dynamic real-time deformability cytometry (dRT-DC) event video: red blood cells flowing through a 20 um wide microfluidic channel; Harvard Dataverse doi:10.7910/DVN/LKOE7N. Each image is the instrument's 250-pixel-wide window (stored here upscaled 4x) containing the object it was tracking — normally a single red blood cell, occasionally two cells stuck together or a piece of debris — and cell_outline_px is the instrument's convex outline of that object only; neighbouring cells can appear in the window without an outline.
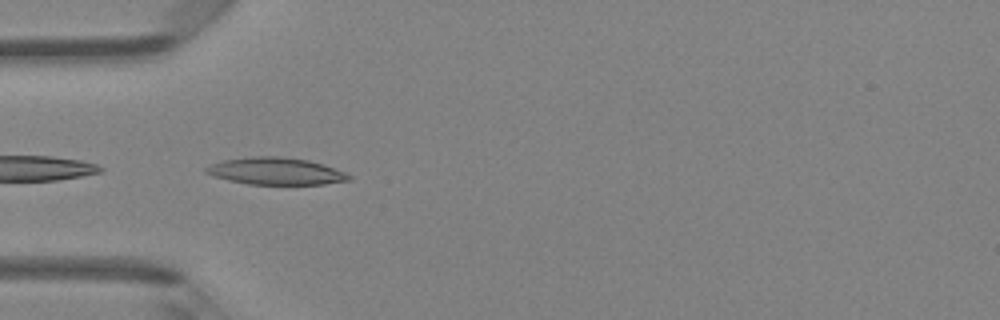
{"species": "Egyptian fruit bat (a non-hibernating species)", "species_latin": "Rousettus aegyptiacus", "temperature_condition": "room temperature", "stored_images_in_passage": 34, "camera_frame_rate_fps": 3000, "um_per_image_px": 0.085, "animal": {"sex": "female"}, "frame": {"image": 1, "passage_image": 14, "time_ms": 4.333, "image_size_px": [1000, 320], "cell_outline_px": [[352, 180], [324, 184], [248, 184], [228, 180], [212, 176], [204, 172], [204, 168], [212, 164], [224, 160], [252, 156], [280, 156], [308, 160], [324, 164], [344, 172], [352, 176]], "centroid_in_image_um": [23.44, 14.55], "position_along_channel_um": 61.6, "area_um2": 22.6}}
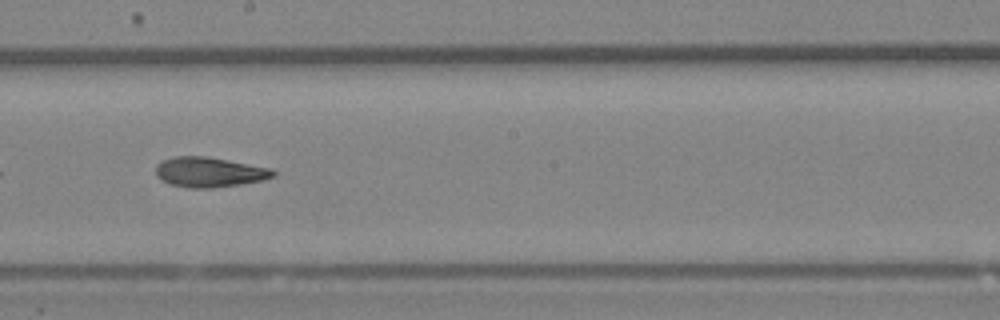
{"frame": {"image": 2, "passage_image": 26, "time_ms": 8.333, "image_size_px": [1000, 320], "cell_outline_px": [[276, 176], [264, 180], [240, 184], [212, 188], [192, 188], [172, 184], [160, 180], [156, 176], [156, 164], [160, 160], [176, 156], [204, 156], [228, 160], [272, 168], [276, 172]], "centroid_in_image_um": [17.8, 14.62], "position_along_channel_um": 230.4, "area_um2": 20.63}}
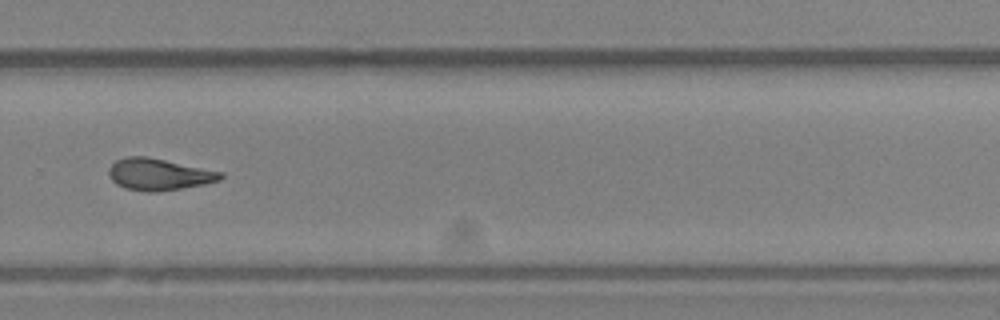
{"frame": {"image": 3, "passage_image": 32, "time_ms": 10.333, "image_size_px": [1000, 320], "cell_outline_px": [[224, 176], [220, 180], [204, 184], [156, 192], [148, 192], [124, 188], [116, 184], [112, 180], [108, 172], [108, 168], [116, 160], [124, 156], [144, 156], [224, 172]], "centroid_in_image_um": [13.48, 14.82], "position_along_channel_um": 316.3, "area_um2": 20.58}}